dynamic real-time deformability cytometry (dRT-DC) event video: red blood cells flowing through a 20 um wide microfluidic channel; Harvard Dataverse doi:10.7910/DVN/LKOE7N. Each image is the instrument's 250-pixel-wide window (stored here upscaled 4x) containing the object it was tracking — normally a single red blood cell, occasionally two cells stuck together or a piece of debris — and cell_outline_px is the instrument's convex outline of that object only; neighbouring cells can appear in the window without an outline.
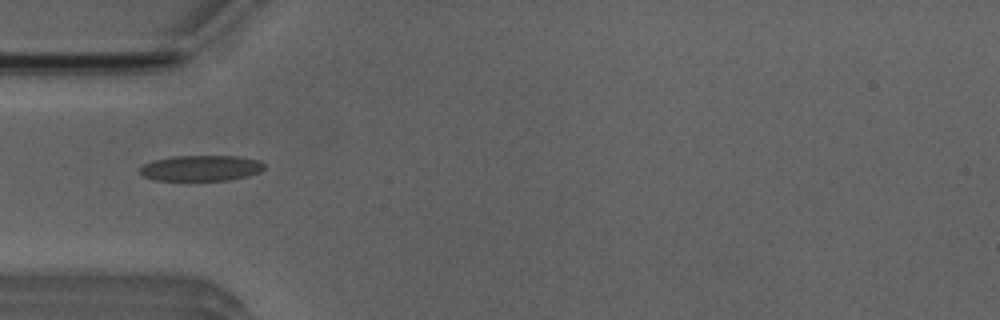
{"species": "Egyptian fruit bat (a non-hibernating species)", "species_latin": "Rousettus aegyptiacus", "temperature_condition": "room temperature", "stored_images_in_passage": 1, "camera_frame_rate_fps": 3000, "um_per_image_px": 0.085, "animal": {"sex": "male"}, "frame": {"image": 1, "passage_image": 1, "time_ms": 0.0, "image_size_px": [1000, 320], "cell_outline_px": [[264, 168], [260, 172], [248, 176], [228, 180], [152, 180], [144, 176], [140, 172], [140, 168], [144, 164], [152, 160], [172, 156], [236, 156], [260, 160], [264, 164]], "centroid_in_image_um": [17.09, 14.28], "position_along_channel_um": 67.9, "area_um2": 18.67}}